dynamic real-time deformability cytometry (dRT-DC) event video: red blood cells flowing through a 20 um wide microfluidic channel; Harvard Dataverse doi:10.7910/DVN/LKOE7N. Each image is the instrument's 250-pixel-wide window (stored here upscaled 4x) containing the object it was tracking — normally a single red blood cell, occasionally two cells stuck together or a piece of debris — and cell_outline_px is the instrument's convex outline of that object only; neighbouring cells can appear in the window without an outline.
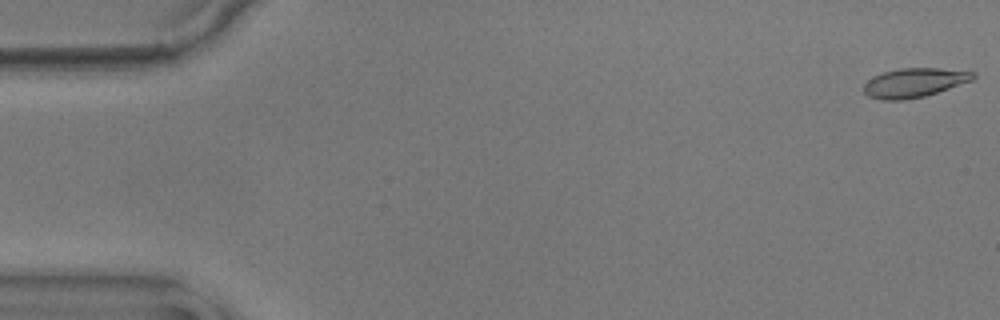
{"species": "common noctule bat (a hibernating species)", "species_latin": "Nyctalus noctula", "temperature_condition": "warm", "stored_images_in_passage": 8, "camera_frame_rate_fps": 3000, "um_per_image_px": 0.085, "animal": {"sex": "male", "body_mass_g": 17.9}, "frame": {"image": 1, "passage_image": 1, "time_ms": 0.0, "image_size_px": [1000, 320], "cell_outline_px": [[976, 76], [972, 80], [924, 96], [904, 100], [880, 100], [868, 96], [864, 92], [864, 84], [872, 76], [884, 72], [900, 68], [940, 68], [976, 72]], "centroid_in_image_um": [77.69, 7.02], "position_along_channel_um": 7.3, "area_um2": 18.5}}